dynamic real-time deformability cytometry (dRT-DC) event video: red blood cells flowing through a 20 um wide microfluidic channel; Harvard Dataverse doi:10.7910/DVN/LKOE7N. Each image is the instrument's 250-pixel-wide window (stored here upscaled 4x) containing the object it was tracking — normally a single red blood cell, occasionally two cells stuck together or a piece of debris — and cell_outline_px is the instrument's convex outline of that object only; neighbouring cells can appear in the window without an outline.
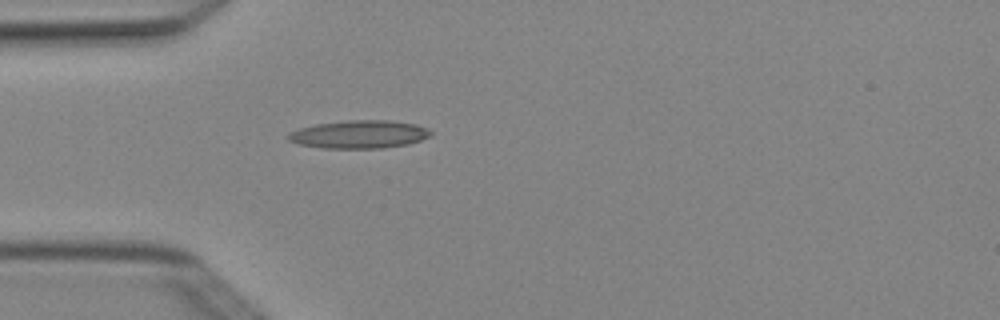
{"species": "Egyptian fruit bat (a non-hibernating species)", "species_latin": "Rousettus aegyptiacus", "temperature_condition": "cold", "stored_images_in_passage": 1, "camera_frame_rate_fps": 3000, "um_per_image_px": 0.085, "animal": {"sex": "female"}, "frame": {"image": 1, "passage_image": 1, "time_ms": 0.0, "image_size_px": [1000, 320], "cell_outline_px": [[432, 132], [428, 136], [420, 140], [408, 144], [380, 148], [324, 148], [300, 144], [288, 140], [288, 132], [300, 128], [316, 124], [348, 120], [388, 120], [416, 124]], "centroid_in_image_um": [30.5, 11.41], "position_along_channel_um": 54.5, "area_um2": 23.0}}